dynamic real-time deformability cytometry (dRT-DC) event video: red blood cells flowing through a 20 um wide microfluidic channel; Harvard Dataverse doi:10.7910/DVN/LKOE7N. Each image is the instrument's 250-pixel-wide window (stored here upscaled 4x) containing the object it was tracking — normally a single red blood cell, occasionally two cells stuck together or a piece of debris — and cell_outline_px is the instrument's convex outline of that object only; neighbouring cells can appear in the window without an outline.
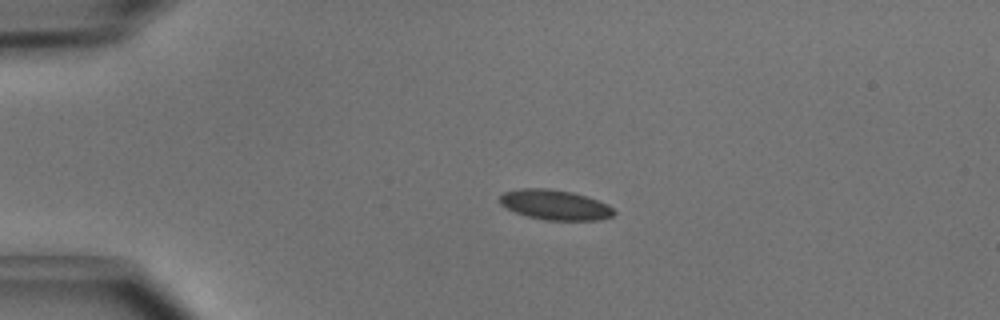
{"species": "common noctule bat (a hibernating species)", "species_latin": "Nyctalus noctula", "temperature_condition": "cold", "stored_images_in_passage": 4, "camera_frame_rate_fps": 3000, "um_per_image_px": 0.085, "animal": {"sex": "male", "body_mass_g": 15.6}, "frame": {"image": 1, "passage_image": 3, "time_ms": 0.667, "image_size_px": [1000, 320], "cell_outline_px": [[616, 212], [612, 216], [600, 220], [544, 220], [528, 216], [516, 212], [500, 204], [500, 196], [504, 192], [524, 188], [548, 188], [572, 192], [608, 204]], "centroid_in_image_um": [47.18, 17.41], "position_along_channel_um": 37.8, "area_um2": 19.77}}